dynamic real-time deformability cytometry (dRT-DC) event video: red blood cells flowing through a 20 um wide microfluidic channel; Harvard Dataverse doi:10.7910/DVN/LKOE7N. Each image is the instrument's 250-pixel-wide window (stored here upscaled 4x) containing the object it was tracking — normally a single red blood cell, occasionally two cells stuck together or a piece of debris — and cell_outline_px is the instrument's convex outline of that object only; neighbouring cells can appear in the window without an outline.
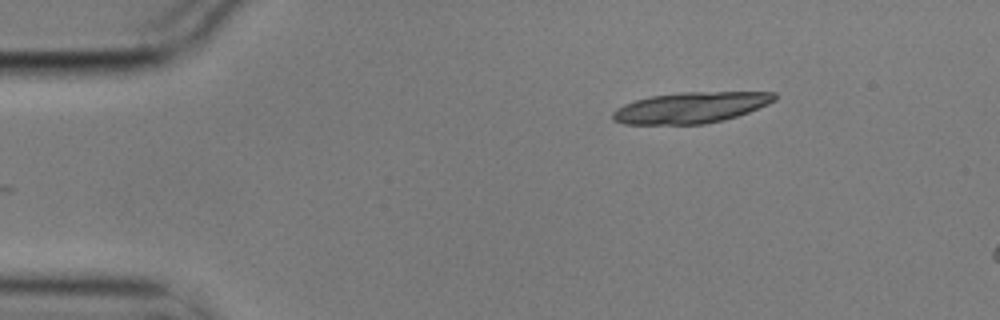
{"species": "common noctule bat (a hibernating species)", "species_latin": "Nyctalus noctula", "temperature_condition": "cold", "stored_images_in_passage": 4, "segment_of_instrument_passage": [1, 2], "camera_frame_rate_fps": 3000, "um_per_image_px": 0.085, "animal": {"sex": "male", "body_mass_g": 17.9}, "frame": {"image": 1, "passage_image": 1, "time_ms": 0.0, "image_size_px": [1000, 320], "cell_outline_px": [[776, 100], [768, 104], [748, 112], [724, 120], [704, 124], [624, 124], [612, 120], [612, 112], [616, 108], [624, 104], [636, 100], [652, 96], [680, 92], [776, 92]], "centroid_in_image_um": [58.71, 9.14], "position_along_channel_um": 26.3, "area_um2": 29.19}}